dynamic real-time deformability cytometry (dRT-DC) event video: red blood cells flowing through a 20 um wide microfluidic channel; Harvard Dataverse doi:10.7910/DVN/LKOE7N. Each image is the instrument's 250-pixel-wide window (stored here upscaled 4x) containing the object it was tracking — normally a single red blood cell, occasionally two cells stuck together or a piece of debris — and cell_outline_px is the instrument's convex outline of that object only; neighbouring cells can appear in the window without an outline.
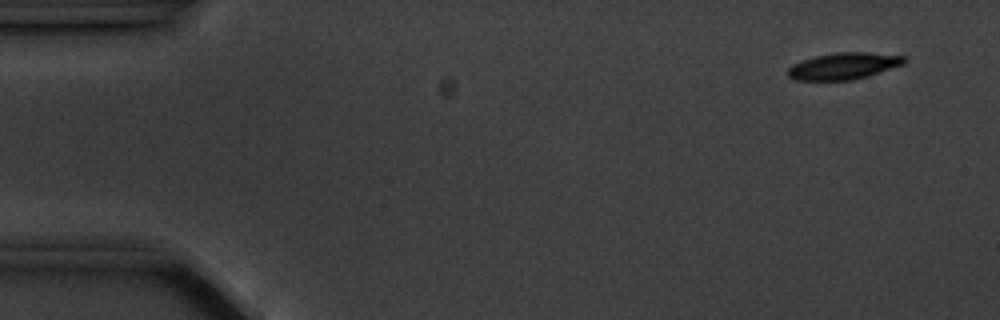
{"species": "common noctule bat (a hibernating species)", "species_latin": "Nyctalus noctula", "temperature_condition": "cold", "stored_images_in_passage": 7, "camera_frame_rate_fps": 3000, "um_per_image_px": 0.085, "animal": {"sex": "male", "body_mass_g": 20.1, "forearm_length_mm": 53.5}, "frame": {"image": 1, "passage_image": 1, "time_ms": 0.0, "image_size_px": [1000, 320], "cell_outline_px": [[904, 64], [868, 76], [852, 80], [796, 80], [788, 76], [788, 68], [792, 64], [816, 56], [836, 52], [868, 52], [904, 56]], "centroid_in_image_um": [71.7, 5.61], "position_along_channel_um": 13.3, "area_um2": 17.92}}